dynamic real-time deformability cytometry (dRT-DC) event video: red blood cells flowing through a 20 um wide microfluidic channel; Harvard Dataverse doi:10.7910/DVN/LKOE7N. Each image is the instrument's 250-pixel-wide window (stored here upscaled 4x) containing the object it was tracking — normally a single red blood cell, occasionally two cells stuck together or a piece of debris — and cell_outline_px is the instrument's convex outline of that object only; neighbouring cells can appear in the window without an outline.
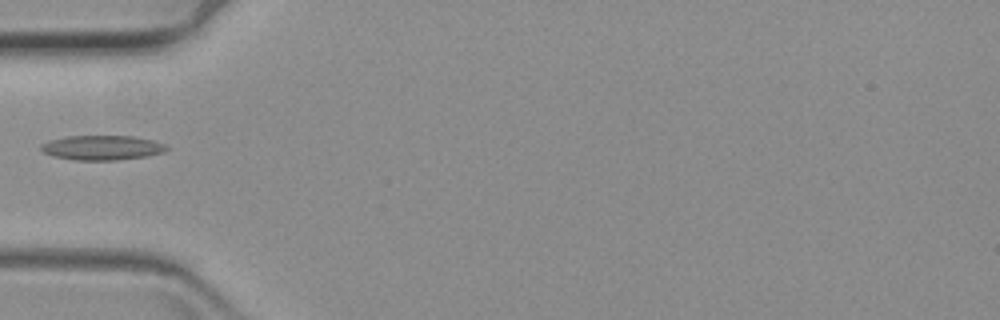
{"species": "common noctule bat (a hibernating species)", "species_latin": "Nyctalus noctula", "temperature_condition": "warm", "stored_images_in_passage": 42, "camera_frame_rate_fps": 3000, "um_per_image_px": 0.085, "animal": {"sex": "female", "body_mass_g": 19.3, "forearm_length_mm": 54.1}, "frame": {"image": 1, "passage_image": 1, "time_ms": 0.0, "image_size_px": [1000, 320], "cell_outline_px": [[168, 148], [164, 152], [148, 156], [116, 160], [76, 160], [56, 156], [44, 152], [40, 148], [40, 144], [48, 140], [68, 136], [136, 136], [152, 140], [164, 144]], "centroid_in_image_um": [8.69, 12.54], "position_along_channel_um": 76.3, "area_um2": 17.98}}
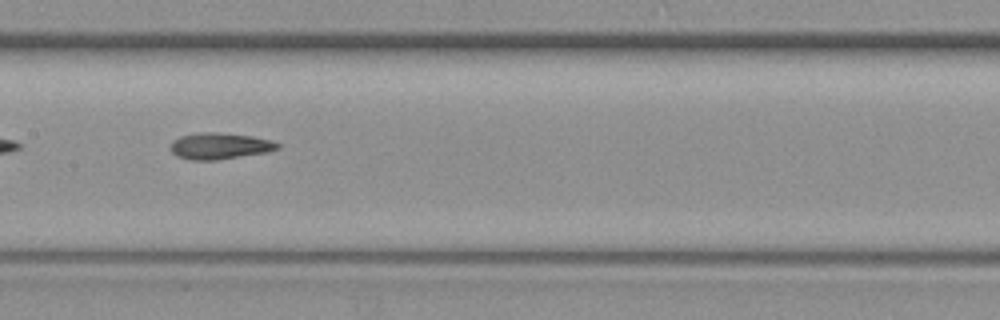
{"frame": {"image": 2, "passage_image": 11, "time_ms": 3.333, "image_size_px": [1000, 320], "cell_outline_px": [[280, 148], [268, 152], [216, 160], [188, 160], [176, 156], [172, 152], [172, 140], [180, 136], [200, 132], [216, 132], [252, 136], [272, 140], [280, 144]], "centroid_in_image_um": [18.69, 12.41], "position_along_channel_um": 188.7, "area_um2": 16.53}}
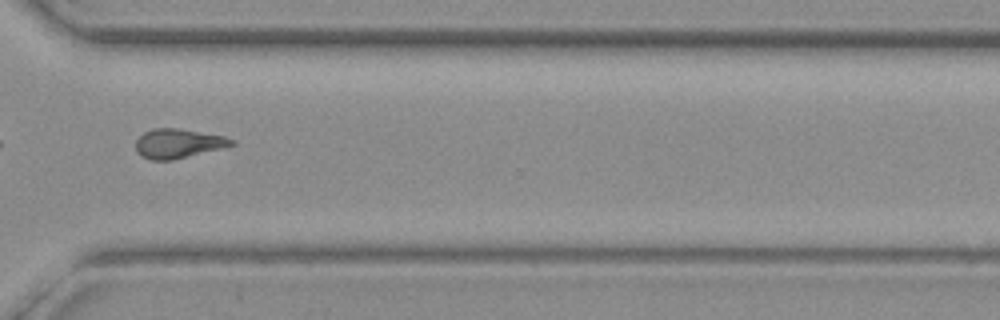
{"frame": {"image": 3, "passage_image": 26, "time_ms": 8.333, "image_size_px": [1000, 320], "cell_outline_px": [[236, 144], [224, 148], [172, 160], [148, 160], [140, 156], [136, 152], [136, 140], [144, 132], [152, 128], [176, 128], [224, 136], [236, 140]], "centroid_in_image_um": [15.14, 12.21], "position_along_channel_um": 355.5, "area_um2": 16.53}}